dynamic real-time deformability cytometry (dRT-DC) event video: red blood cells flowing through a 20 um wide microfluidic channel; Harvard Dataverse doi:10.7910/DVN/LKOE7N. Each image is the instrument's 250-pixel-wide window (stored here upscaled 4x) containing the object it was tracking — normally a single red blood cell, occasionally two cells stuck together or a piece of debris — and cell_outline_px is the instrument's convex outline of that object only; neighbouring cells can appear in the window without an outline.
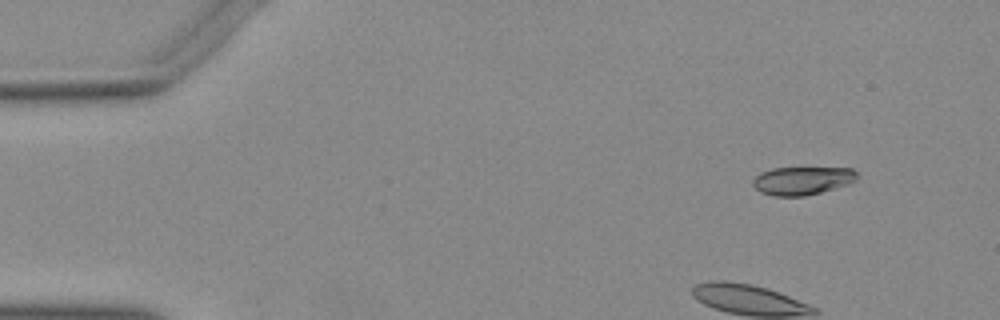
{"species": "Egyptian fruit bat (a non-hibernating species)", "species_latin": "Rousettus aegyptiacus", "temperature_condition": "warm", "stored_images_in_passage": 15, "camera_frame_rate_fps": 3000, "um_per_image_px": 0.085, "animal": {"sex": "female"}, "frame": {"image": 1, "passage_image": 1, "time_ms": 0.0, "image_size_px": [1000, 320], "cell_outline_px": [[856, 180], [848, 184], [836, 188], [804, 196], [772, 196], [760, 192], [752, 184], [752, 180], [760, 172], [772, 168], [852, 168], [856, 172]], "centroid_in_image_um": [68.16, 15.36], "position_along_channel_um": 16.8, "area_um2": 17.11}}